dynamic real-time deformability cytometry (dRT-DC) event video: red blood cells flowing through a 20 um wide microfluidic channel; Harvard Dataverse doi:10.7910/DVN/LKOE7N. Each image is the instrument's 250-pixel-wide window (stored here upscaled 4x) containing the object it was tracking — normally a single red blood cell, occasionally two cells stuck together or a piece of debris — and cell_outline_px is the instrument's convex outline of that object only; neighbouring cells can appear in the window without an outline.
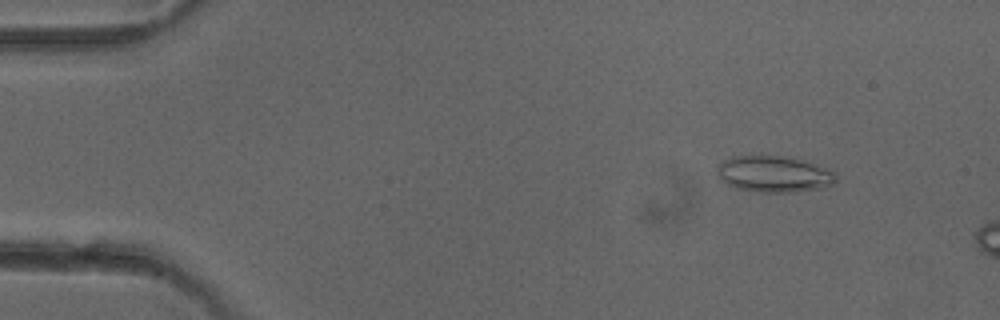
{"species": "common noctule bat (a hibernating species)", "species_latin": "Nyctalus noctula", "temperature_condition": "cold", "stored_images_in_passage": 4, "camera_frame_rate_fps": 3000, "um_per_image_px": 0.085, "animal": {"sex": "female"}, "frame": {"image": 1, "passage_image": 2, "time_ms": 1.333, "image_size_px": [1000, 320], "cell_outline_px": [[836, 180], [832, 184], [816, 188], [792, 192], [756, 192], [736, 188], [724, 184], [720, 180], [716, 172], [716, 168], [724, 160], [732, 156], [780, 156], [800, 160], [836, 172]], "centroid_in_image_um": [65.7, 14.81], "position_along_channel_um": 19.3, "area_um2": 24.85}}